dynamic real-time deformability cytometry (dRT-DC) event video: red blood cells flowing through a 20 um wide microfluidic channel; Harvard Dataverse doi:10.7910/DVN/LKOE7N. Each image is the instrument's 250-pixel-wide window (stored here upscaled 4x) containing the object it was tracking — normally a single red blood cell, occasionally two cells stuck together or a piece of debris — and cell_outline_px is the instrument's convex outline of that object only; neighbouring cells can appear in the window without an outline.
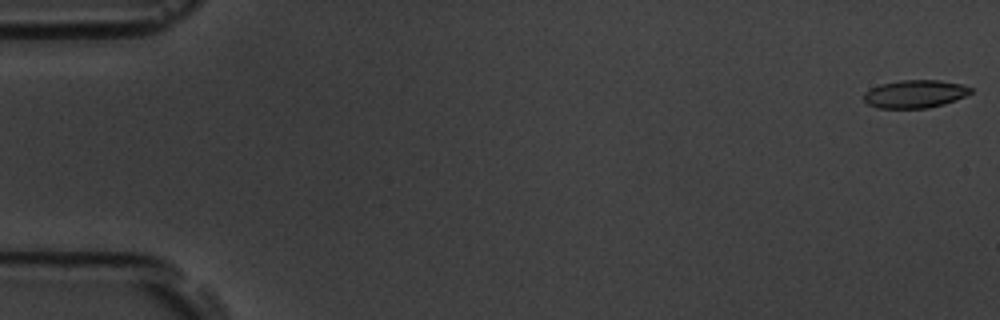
{"species": "common noctule bat (a hibernating species)", "species_latin": "Nyctalus noctula", "temperature_condition": "room temperature", "stored_images_in_passage": 54, "camera_frame_rate_fps": 3000, "um_per_image_px": 0.085, "animal": {"sex": "male", "body_mass_g": 19.5, "forearm_length_mm": 54.6}, "frame": {"image": 1, "passage_image": 1, "time_ms": 0.0, "image_size_px": [1000, 320], "cell_outline_px": [[972, 92], [956, 100], [944, 104], [928, 108], [876, 108], [868, 104], [864, 100], [864, 92], [880, 84], [900, 80], [940, 80], [960, 84], [972, 88]], "centroid_in_image_um": [77.76, 7.99], "position_along_channel_um": 7.2, "area_um2": 17.4}}
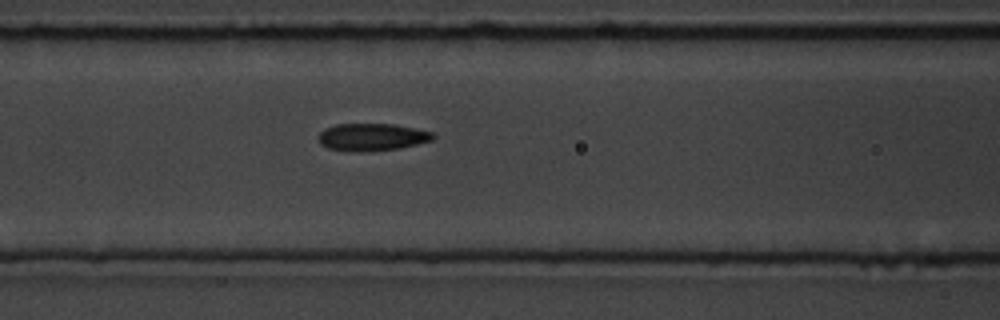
{"frame": {"image": 2, "passage_image": 23, "time_ms": 7.333, "image_size_px": [1000, 320], "cell_outline_px": [[436, 136], [432, 140], [400, 148], [360, 152], [328, 148], [320, 144], [320, 132], [324, 128], [336, 124], [396, 124], [432, 132]], "centroid_in_image_um": [31.63, 11.64], "position_along_channel_um": 135.0, "area_um2": 18.15}}
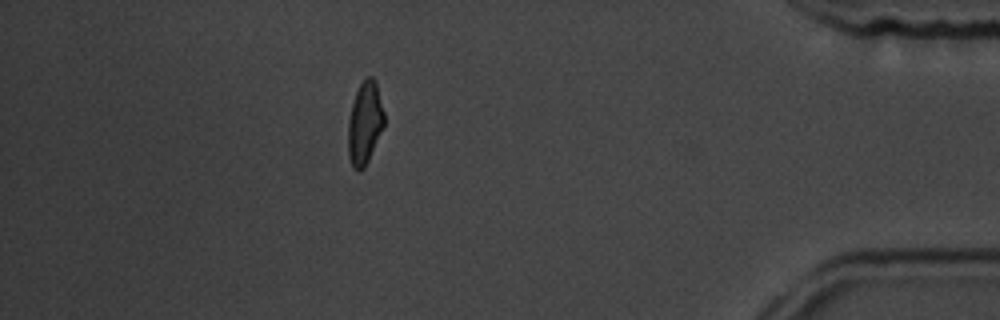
{"frame": {"image": 3, "passage_image": 48, "time_ms": 15.667, "image_size_px": [1000, 320], "cell_outline_px": [[384, 124], [368, 160], [364, 168], [360, 172], [356, 172], [352, 168], [348, 156], [348, 120], [352, 104], [356, 92], [360, 84], [368, 76], [372, 76], [376, 80], [384, 112]], "centroid_in_image_um": [30.99, 10.48], "position_along_channel_um": 404.2, "area_um2": 17.4}, "authors_computed_cell_mechanics": {"area_um2": 17.8602, "velocity_mm_per_s": 3.7838, "shape_relaxation_time_tau1_ms": 2.7389, "shape_relaxation_time_tau2_ms": 1.2679, "deformation_change_tau1": 0.1238, "deformation_change_tau2": 0.0717}}